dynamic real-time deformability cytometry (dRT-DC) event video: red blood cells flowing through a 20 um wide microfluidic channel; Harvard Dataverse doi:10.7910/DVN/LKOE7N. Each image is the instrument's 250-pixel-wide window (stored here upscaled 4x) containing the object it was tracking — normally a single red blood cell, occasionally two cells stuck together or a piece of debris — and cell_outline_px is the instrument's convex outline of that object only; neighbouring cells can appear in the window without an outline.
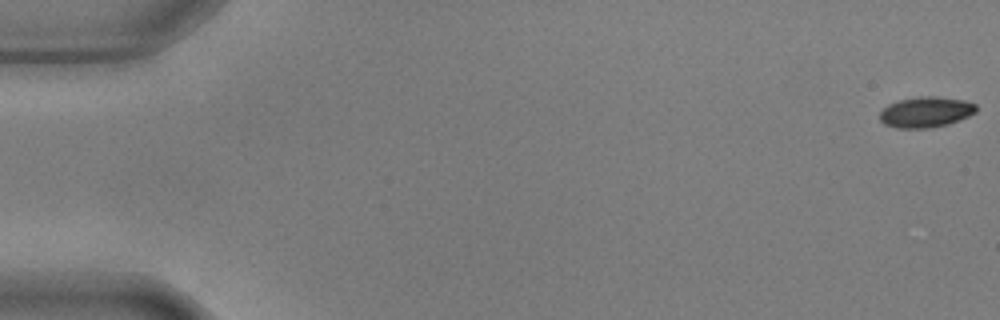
{"species": "common noctule bat (a hibernating species)", "species_latin": "Nyctalus noctula", "temperature_condition": "warm", "stored_images_in_passage": 56, "camera_frame_rate_fps": 3000, "um_per_image_px": 0.085, "animal": {"sex": "male", "body_mass_g": 17.9, "forearm_length_mm": 54.2}, "frame": {"image": 1, "passage_image": 1, "time_ms": 0.0, "image_size_px": [1000, 320], "cell_outline_px": [[976, 112], [968, 116], [948, 124], [928, 128], [900, 128], [884, 124], [880, 120], [880, 112], [888, 104], [900, 100], [920, 96], [936, 96], [964, 100], [976, 104]], "centroid_in_image_um": [78.7, 9.52], "position_along_channel_um": 6.3, "area_um2": 17.11}}
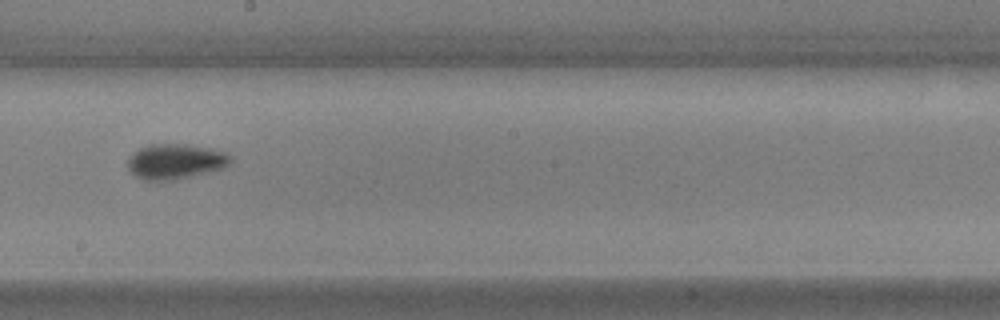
{"frame": {"image": 2, "passage_image": 32, "time_ms": 10.333, "image_size_px": [1000, 320], "cell_outline_px": [[232, 160], [224, 168], [172, 180], [144, 180], [136, 176], [128, 168], [128, 156], [140, 148], [152, 144], [188, 144], [212, 148], [224, 152], [232, 156]], "centroid_in_image_um": [14.92, 13.71], "position_along_channel_um": 233.3, "area_um2": 20.98}}
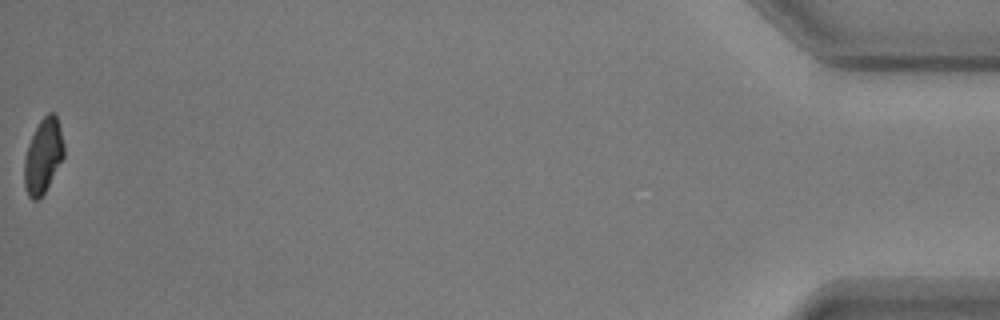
{"frame": {"image": 3, "passage_image": 56, "time_ms": 18.333, "image_size_px": [1000, 320], "cell_outline_px": [[64, 156], [44, 192], [36, 200], [32, 200], [28, 196], [24, 184], [24, 160], [28, 144], [40, 120], [48, 112], [52, 112], [56, 116], [60, 128], [64, 144]], "centroid_in_image_um": [3.66, 13.25], "position_along_channel_um": 431.5, "area_um2": 16.94}, "authors_computed_cell_mechanics": {"area_um2": 18.7561, "velocity_mm_per_s": 3.6675, "shape_relaxation_time_tau1_ms": 3.255, "shape_relaxation_time_tau2_ms": 1.1102, "deformation_change_tau1": 0.1088, "deformation_change_tau2": 0.0531}}